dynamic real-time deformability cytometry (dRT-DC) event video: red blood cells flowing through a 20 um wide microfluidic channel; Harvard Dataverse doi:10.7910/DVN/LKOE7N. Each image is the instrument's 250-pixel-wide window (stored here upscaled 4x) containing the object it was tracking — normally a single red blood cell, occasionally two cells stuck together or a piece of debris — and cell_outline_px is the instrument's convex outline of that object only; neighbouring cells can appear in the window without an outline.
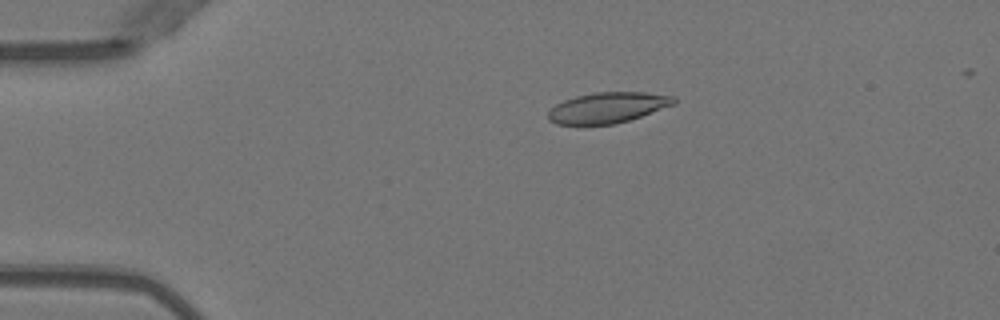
{"species": "Egyptian fruit bat (a non-hibernating species)", "species_latin": "Rousettus aegyptiacus", "temperature_condition": "warm", "stored_images_in_passage": 46, "camera_frame_rate_fps": 3000, "um_per_image_px": 0.085, "animal": {"sex": "female"}, "frame": {"image": 1, "passage_image": 6, "time_ms": 1.667, "image_size_px": [1000, 320], "cell_outline_px": [[676, 104], [616, 124], [556, 124], [548, 120], [548, 112], [556, 104], [564, 100], [576, 96], [596, 92], [644, 92], [676, 96]], "centroid_in_image_um": [51.67, 9.14], "position_along_channel_um": 33.3, "area_um2": 22.37}}
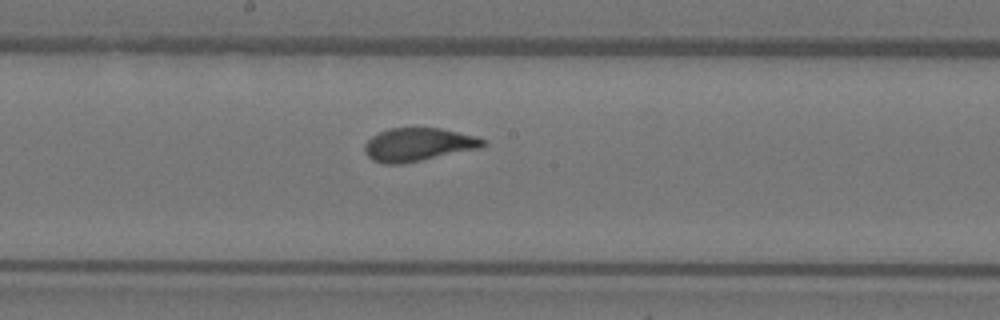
{"frame": {"image": 2, "passage_image": 23, "time_ms": 7.333, "image_size_px": [1000, 320], "cell_outline_px": [[488, 144], [480, 148], [400, 164], [384, 164], [372, 160], [368, 156], [364, 148], [364, 144], [372, 136], [388, 128], [440, 128], [476, 136], [488, 140]], "centroid_in_image_um": [35.57, 12.28], "position_along_channel_um": 212.6, "area_um2": 22.83}}
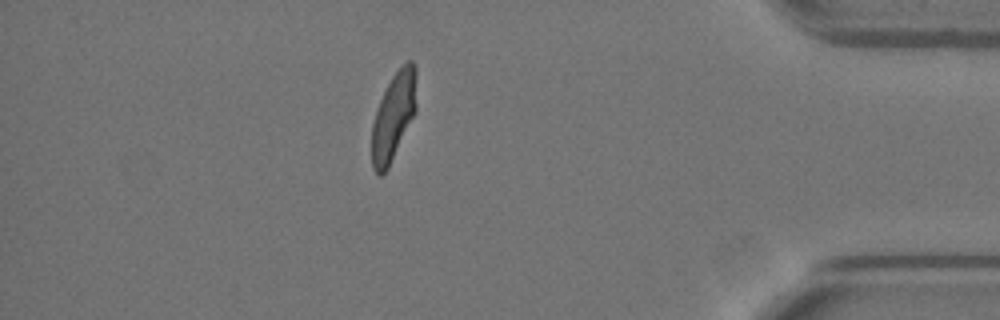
{"frame": {"image": 3, "passage_image": 40, "time_ms": 13.0, "image_size_px": [1000, 320], "cell_outline_px": [[416, 112], [388, 168], [380, 176], [372, 168], [372, 124], [376, 108], [392, 76], [408, 60], [412, 60], [416, 68]], "centroid_in_image_um": [33.46, 9.89], "position_along_channel_um": 401.7, "area_um2": 22.77}, "authors_computed_cell_mechanics": {"area_um2": 23.1778, "velocity_mm_per_s": 4.0182, "shape_relaxation_time_tau1_ms": 3.1831, "shape_relaxation_time_tau2_ms": null, "deformation_change_tau1": 0.1655, "deformation_change_tau2": null}}